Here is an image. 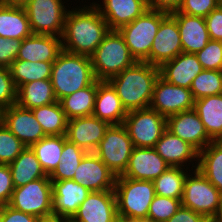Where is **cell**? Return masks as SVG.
<instances>
[{
  "instance_id": "1",
  "label": "cell",
  "mask_w": 222,
  "mask_h": 222,
  "mask_svg": "<svg viewBox=\"0 0 222 222\" xmlns=\"http://www.w3.org/2000/svg\"><path fill=\"white\" fill-rule=\"evenodd\" d=\"M89 5L68 11L61 41L63 50L91 57L110 29L93 3Z\"/></svg>"
},
{
  "instance_id": "2",
  "label": "cell",
  "mask_w": 222,
  "mask_h": 222,
  "mask_svg": "<svg viewBox=\"0 0 222 222\" xmlns=\"http://www.w3.org/2000/svg\"><path fill=\"white\" fill-rule=\"evenodd\" d=\"M160 75L159 67L148 62H136L108 81L115 88L126 111L148 108L153 89Z\"/></svg>"
},
{
  "instance_id": "3",
  "label": "cell",
  "mask_w": 222,
  "mask_h": 222,
  "mask_svg": "<svg viewBox=\"0 0 222 222\" xmlns=\"http://www.w3.org/2000/svg\"><path fill=\"white\" fill-rule=\"evenodd\" d=\"M91 57L62 50L53 62L51 83L57 101L96 81Z\"/></svg>"
},
{
  "instance_id": "4",
  "label": "cell",
  "mask_w": 222,
  "mask_h": 222,
  "mask_svg": "<svg viewBox=\"0 0 222 222\" xmlns=\"http://www.w3.org/2000/svg\"><path fill=\"white\" fill-rule=\"evenodd\" d=\"M97 80H109L137 61L118 30H110L91 56Z\"/></svg>"
},
{
  "instance_id": "5",
  "label": "cell",
  "mask_w": 222,
  "mask_h": 222,
  "mask_svg": "<svg viewBox=\"0 0 222 222\" xmlns=\"http://www.w3.org/2000/svg\"><path fill=\"white\" fill-rule=\"evenodd\" d=\"M117 214L127 218H147L150 204L156 196L153 181L116 176L114 187Z\"/></svg>"
},
{
  "instance_id": "6",
  "label": "cell",
  "mask_w": 222,
  "mask_h": 222,
  "mask_svg": "<svg viewBox=\"0 0 222 222\" xmlns=\"http://www.w3.org/2000/svg\"><path fill=\"white\" fill-rule=\"evenodd\" d=\"M169 13L148 9L142 16L133 22L118 29L131 55L137 62L150 64V50L157 34L161 21Z\"/></svg>"
},
{
  "instance_id": "7",
  "label": "cell",
  "mask_w": 222,
  "mask_h": 222,
  "mask_svg": "<svg viewBox=\"0 0 222 222\" xmlns=\"http://www.w3.org/2000/svg\"><path fill=\"white\" fill-rule=\"evenodd\" d=\"M8 205L38 218L53 216L52 181L43 177L15 188Z\"/></svg>"
},
{
  "instance_id": "8",
  "label": "cell",
  "mask_w": 222,
  "mask_h": 222,
  "mask_svg": "<svg viewBox=\"0 0 222 222\" xmlns=\"http://www.w3.org/2000/svg\"><path fill=\"white\" fill-rule=\"evenodd\" d=\"M134 147L154 148L167 130V118L154 109L131 110L123 121Z\"/></svg>"
},
{
  "instance_id": "9",
  "label": "cell",
  "mask_w": 222,
  "mask_h": 222,
  "mask_svg": "<svg viewBox=\"0 0 222 222\" xmlns=\"http://www.w3.org/2000/svg\"><path fill=\"white\" fill-rule=\"evenodd\" d=\"M192 171L184 182L182 206L204 215L211 221L217 213L222 194L198 169Z\"/></svg>"
},
{
  "instance_id": "10",
  "label": "cell",
  "mask_w": 222,
  "mask_h": 222,
  "mask_svg": "<svg viewBox=\"0 0 222 222\" xmlns=\"http://www.w3.org/2000/svg\"><path fill=\"white\" fill-rule=\"evenodd\" d=\"M133 148L123 124L109 125L94 153L115 176H119L126 170Z\"/></svg>"
},
{
  "instance_id": "11",
  "label": "cell",
  "mask_w": 222,
  "mask_h": 222,
  "mask_svg": "<svg viewBox=\"0 0 222 222\" xmlns=\"http://www.w3.org/2000/svg\"><path fill=\"white\" fill-rule=\"evenodd\" d=\"M62 0H31L25 6L33 34L61 37L69 9Z\"/></svg>"
},
{
  "instance_id": "12",
  "label": "cell",
  "mask_w": 222,
  "mask_h": 222,
  "mask_svg": "<svg viewBox=\"0 0 222 222\" xmlns=\"http://www.w3.org/2000/svg\"><path fill=\"white\" fill-rule=\"evenodd\" d=\"M194 101L190 89L175 86L159 75L154 85L149 107L167 118L182 111L193 109Z\"/></svg>"
},
{
  "instance_id": "13",
  "label": "cell",
  "mask_w": 222,
  "mask_h": 222,
  "mask_svg": "<svg viewBox=\"0 0 222 222\" xmlns=\"http://www.w3.org/2000/svg\"><path fill=\"white\" fill-rule=\"evenodd\" d=\"M117 201L115 191H93L80 204L70 222H116Z\"/></svg>"
},
{
  "instance_id": "14",
  "label": "cell",
  "mask_w": 222,
  "mask_h": 222,
  "mask_svg": "<svg viewBox=\"0 0 222 222\" xmlns=\"http://www.w3.org/2000/svg\"><path fill=\"white\" fill-rule=\"evenodd\" d=\"M2 123L26 146L47 136L31 109L14 104L2 111Z\"/></svg>"
},
{
  "instance_id": "15",
  "label": "cell",
  "mask_w": 222,
  "mask_h": 222,
  "mask_svg": "<svg viewBox=\"0 0 222 222\" xmlns=\"http://www.w3.org/2000/svg\"><path fill=\"white\" fill-rule=\"evenodd\" d=\"M73 180L90 192L114 191L116 176L94 152H88L80 162Z\"/></svg>"
},
{
  "instance_id": "16",
  "label": "cell",
  "mask_w": 222,
  "mask_h": 222,
  "mask_svg": "<svg viewBox=\"0 0 222 222\" xmlns=\"http://www.w3.org/2000/svg\"><path fill=\"white\" fill-rule=\"evenodd\" d=\"M167 130L188 142L198 152L213 142L194 109L168 116Z\"/></svg>"
},
{
  "instance_id": "17",
  "label": "cell",
  "mask_w": 222,
  "mask_h": 222,
  "mask_svg": "<svg viewBox=\"0 0 222 222\" xmlns=\"http://www.w3.org/2000/svg\"><path fill=\"white\" fill-rule=\"evenodd\" d=\"M183 52L176 19L169 13L158 28L150 50V64L160 67Z\"/></svg>"
},
{
  "instance_id": "18",
  "label": "cell",
  "mask_w": 222,
  "mask_h": 222,
  "mask_svg": "<svg viewBox=\"0 0 222 222\" xmlns=\"http://www.w3.org/2000/svg\"><path fill=\"white\" fill-rule=\"evenodd\" d=\"M109 124L94 115L68 120L66 139L87 152H94Z\"/></svg>"
},
{
  "instance_id": "19",
  "label": "cell",
  "mask_w": 222,
  "mask_h": 222,
  "mask_svg": "<svg viewBox=\"0 0 222 222\" xmlns=\"http://www.w3.org/2000/svg\"><path fill=\"white\" fill-rule=\"evenodd\" d=\"M169 168L154 148L134 147L122 177L154 181Z\"/></svg>"
},
{
  "instance_id": "20",
  "label": "cell",
  "mask_w": 222,
  "mask_h": 222,
  "mask_svg": "<svg viewBox=\"0 0 222 222\" xmlns=\"http://www.w3.org/2000/svg\"><path fill=\"white\" fill-rule=\"evenodd\" d=\"M108 23L110 30H118L133 22L148 9V0H102L103 4L92 2Z\"/></svg>"
},
{
  "instance_id": "21",
  "label": "cell",
  "mask_w": 222,
  "mask_h": 222,
  "mask_svg": "<svg viewBox=\"0 0 222 222\" xmlns=\"http://www.w3.org/2000/svg\"><path fill=\"white\" fill-rule=\"evenodd\" d=\"M53 216L70 220L90 191L73 179L52 181Z\"/></svg>"
},
{
  "instance_id": "22",
  "label": "cell",
  "mask_w": 222,
  "mask_h": 222,
  "mask_svg": "<svg viewBox=\"0 0 222 222\" xmlns=\"http://www.w3.org/2000/svg\"><path fill=\"white\" fill-rule=\"evenodd\" d=\"M154 149L169 165V167H182L190 169L188 166H190L189 162H191L193 163L191 170H193V168L197 169L198 151L188 142L182 140L178 136L173 135L168 130L161 135V138L155 144ZM193 161H195L196 165H194Z\"/></svg>"
},
{
  "instance_id": "23",
  "label": "cell",
  "mask_w": 222,
  "mask_h": 222,
  "mask_svg": "<svg viewBox=\"0 0 222 222\" xmlns=\"http://www.w3.org/2000/svg\"><path fill=\"white\" fill-rule=\"evenodd\" d=\"M160 76L175 86L190 89L193 79L203 71V67L193 53H180L174 59L164 62Z\"/></svg>"
},
{
  "instance_id": "24",
  "label": "cell",
  "mask_w": 222,
  "mask_h": 222,
  "mask_svg": "<svg viewBox=\"0 0 222 222\" xmlns=\"http://www.w3.org/2000/svg\"><path fill=\"white\" fill-rule=\"evenodd\" d=\"M93 115L109 125L123 124L127 115L115 88L108 80H97Z\"/></svg>"
},
{
  "instance_id": "25",
  "label": "cell",
  "mask_w": 222,
  "mask_h": 222,
  "mask_svg": "<svg viewBox=\"0 0 222 222\" xmlns=\"http://www.w3.org/2000/svg\"><path fill=\"white\" fill-rule=\"evenodd\" d=\"M62 50L61 37L32 34L22 40L16 60L54 62Z\"/></svg>"
},
{
  "instance_id": "26",
  "label": "cell",
  "mask_w": 222,
  "mask_h": 222,
  "mask_svg": "<svg viewBox=\"0 0 222 222\" xmlns=\"http://www.w3.org/2000/svg\"><path fill=\"white\" fill-rule=\"evenodd\" d=\"M177 21L180 40L184 53L202 50L210 40L205 18L190 16L178 11L170 13Z\"/></svg>"
},
{
  "instance_id": "27",
  "label": "cell",
  "mask_w": 222,
  "mask_h": 222,
  "mask_svg": "<svg viewBox=\"0 0 222 222\" xmlns=\"http://www.w3.org/2000/svg\"><path fill=\"white\" fill-rule=\"evenodd\" d=\"M32 34L25 8L0 2V36L23 40Z\"/></svg>"
},
{
  "instance_id": "28",
  "label": "cell",
  "mask_w": 222,
  "mask_h": 222,
  "mask_svg": "<svg viewBox=\"0 0 222 222\" xmlns=\"http://www.w3.org/2000/svg\"><path fill=\"white\" fill-rule=\"evenodd\" d=\"M195 112L213 141H222V94L205 96L194 101Z\"/></svg>"
},
{
  "instance_id": "29",
  "label": "cell",
  "mask_w": 222,
  "mask_h": 222,
  "mask_svg": "<svg viewBox=\"0 0 222 222\" xmlns=\"http://www.w3.org/2000/svg\"><path fill=\"white\" fill-rule=\"evenodd\" d=\"M55 102L57 99L51 79L33 81L17 89L16 104L21 108L33 109Z\"/></svg>"
},
{
  "instance_id": "30",
  "label": "cell",
  "mask_w": 222,
  "mask_h": 222,
  "mask_svg": "<svg viewBox=\"0 0 222 222\" xmlns=\"http://www.w3.org/2000/svg\"><path fill=\"white\" fill-rule=\"evenodd\" d=\"M15 188L24 186L31 181L49 177L42 169L35 153L30 147L25 148L19 156L9 164Z\"/></svg>"
},
{
  "instance_id": "31",
  "label": "cell",
  "mask_w": 222,
  "mask_h": 222,
  "mask_svg": "<svg viewBox=\"0 0 222 222\" xmlns=\"http://www.w3.org/2000/svg\"><path fill=\"white\" fill-rule=\"evenodd\" d=\"M197 169L222 194V141H213L198 152Z\"/></svg>"
},
{
  "instance_id": "32",
  "label": "cell",
  "mask_w": 222,
  "mask_h": 222,
  "mask_svg": "<svg viewBox=\"0 0 222 222\" xmlns=\"http://www.w3.org/2000/svg\"><path fill=\"white\" fill-rule=\"evenodd\" d=\"M96 93L97 80L90 86L60 99L59 103L67 119L93 115Z\"/></svg>"
},
{
  "instance_id": "33",
  "label": "cell",
  "mask_w": 222,
  "mask_h": 222,
  "mask_svg": "<svg viewBox=\"0 0 222 222\" xmlns=\"http://www.w3.org/2000/svg\"><path fill=\"white\" fill-rule=\"evenodd\" d=\"M64 135H48L30 146L46 175H50L60 162Z\"/></svg>"
},
{
  "instance_id": "34",
  "label": "cell",
  "mask_w": 222,
  "mask_h": 222,
  "mask_svg": "<svg viewBox=\"0 0 222 222\" xmlns=\"http://www.w3.org/2000/svg\"><path fill=\"white\" fill-rule=\"evenodd\" d=\"M53 62L15 60L9 67L15 87L37 80L51 79Z\"/></svg>"
},
{
  "instance_id": "35",
  "label": "cell",
  "mask_w": 222,
  "mask_h": 222,
  "mask_svg": "<svg viewBox=\"0 0 222 222\" xmlns=\"http://www.w3.org/2000/svg\"><path fill=\"white\" fill-rule=\"evenodd\" d=\"M31 110L47 136L66 134L68 119L59 101Z\"/></svg>"
},
{
  "instance_id": "36",
  "label": "cell",
  "mask_w": 222,
  "mask_h": 222,
  "mask_svg": "<svg viewBox=\"0 0 222 222\" xmlns=\"http://www.w3.org/2000/svg\"><path fill=\"white\" fill-rule=\"evenodd\" d=\"M88 152L71 143L64 135L62 156L56 169L49 175L51 181L73 179L80 162Z\"/></svg>"
},
{
  "instance_id": "37",
  "label": "cell",
  "mask_w": 222,
  "mask_h": 222,
  "mask_svg": "<svg viewBox=\"0 0 222 222\" xmlns=\"http://www.w3.org/2000/svg\"><path fill=\"white\" fill-rule=\"evenodd\" d=\"M190 171L182 167H169L153 181L156 195L182 199L184 182Z\"/></svg>"
},
{
  "instance_id": "38",
  "label": "cell",
  "mask_w": 222,
  "mask_h": 222,
  "mask_svg": "<svg viewBox=\"0 0 222 222\" xmlns=\"http://www.w3.org/2000/svg\"><path fill=\"white\" fill-rule=\"evenodd\" d=\"M190 90L194 100L222 94V71L203 69L193 79Z\"/></svg>"
},
{
  "instance_id": "39",
  "label": "cell",
  "mask_w": 222,
  "mask_h": 222,
  "mask_svg": "<svg viewBox=\"0 0 222 222\" xmlns=\"http://www.w3.org/2000/svg\"><path fill=\"white\" fill-rule=\"evenodd\" d=\"M27 148L3 123L0 124V164L9 165Z\"/></svg>"
},
{
  "instance_id": "40",
  "label": "cell",
  "mask_w": 222,
  "mask_h": 222,
  "mask_svg": "<svg viewBox=\"0 0 222 222\" xmlns=\"http://www.w3.org/2000/svg\"><path fill=\"white\" fill-rule=\"evenodd\" d=\"M181 206V199L156 195L150 204L147 218L155 222H166Z\"/></svg>"
},
{
  "instance_id": "41",
  "label": "cell",
  "mask_w": 222,
  "mask_h": 222,
  "mask_svg": "<svg viewBox=\"0 0 222 222\" xmlns=\"http://www.w3.org/2000/svg\"><path fill=\"white\" fill-rule=\"evenodd\" d=\"M195 55L203 69L222 71V41L209 40Z\"/></svg>"
},
{
  "instance_id": "42",
  "label": "cell",
  "mask_w": 222,
  "mask_h": 222,
  "mask_svg": "<svg viewBox=\"0 0 222 222\" xmlns=\"http://www.w3.org/2000/svg\"><path fill=\"white\" fill-rule=\"evenodd\" d=\"M17 88L9 68L0 67V108L3 110L16 104Z\"/></svg>"
},
{
  "instance_id": "43",
  "label": "cell",
  "mask_w": 222,
  "mask_h": 222,
  "mask_svg": "<svg viewBox=\"0 0 222 222\" xmlns=\"http://www.w3.org/2000/svg\"><path fill=\"white\" fill-rule=\"evenodd\" d=\"M219 6V0H183L179 13L205 18Z\"/></svg>"
},
{
  "instance_id": "44",
  "label": "cell",
  "mask_w": 222,
  "mask_h": 222,
  "mask_svg": "<svg viewBox=\"0 0 222 222\" xmlns=\"http://www.w3.org/2000/svg\"><path fill=\"white\" fill-rule=\"evenodd\" d=\"M22 40L0 36V67L9 68L18 56Z\"/></svg>"
},
{
  "instance_id": "45",
  "label": "cell",
  "mask_w": 222,
  "mask_h": 222,
  "mask_svg": "<svg viewBox=\"0 0 222 222\" xmlns=\"http://www.w3.org/2000/svg\"><path fill=\"white\" fill-rule=\"evenodd\" d=\"M14 189L9 165L0 164V205H8Z\"/></svg>"
},
{
  "instance_id": "46",
  "label": "cell",
  "mask_w": 222,
  "mask_h": 222,
  "mask_svg": "<svg viewBox=\"0 0 222 222\" xmlns=\"http://www.w3.org/2000/svg\"><path fill=\"white\" fill-rule=\"evenodd\" d=\"M210 40L222 41V7L218 6L205 17Z\"/></svg>"
},
{
  "instance_id": "47",
  "label": "cell",
  "mask_w": 222,
  "mask_h": 222,
  "mask_svg": "<svg viewBox=\"0 0 222 222\" xmlns=\"http://www.w3.org/2000/svg\"><path fill=\"white\" fill-rule=\"evenodd\" d=\"M40 218L13 209L9 205L2 206L0 222H38Z\"/></svg>"
},
{
  "instance_id": "48",
  "label": "cell",
  "mask_w": 222,
  "mask_h": 222,
  "mask_svg": "<svg viewBox=\"0 0 222 222\" xmlns=\"http://www.w3.org/2000/svg\"><path fill=\"white\" fill-rule=\"evenodd\" d=\"M166 222H210L204 215L181 206L180 209Z\"/></svg>"
},
{
  "instance_id": "49",
  "label": "cell",
  "mask_w": 222,
  "mask_h": 222,
  "mask_svg": "<svg viewBox=\"0 0 222 222\" xmlns=\"http://www.w3.org/2000/svg\"><path fill=\"white\" fill-rule=\"evenodd\" d=\"M183 0H148V6L151 10L164 11L172 13L178 11Z\"/></svg>"
},
{
  "instance_id": "50",
  "label": "cell",
  "mask_w": 222,
  "mask_h": 222,
  "mask_svg": "<svg viewBox=\"0 0 222 222\" xmlns=\"http://www.w3.org/2000/svg\"><path fill=\"white\" fill-rule=\"evenodd\" d=\"M31 0H0V2L18 7H24Z\"/></svg>"
},
{
  "instance_id": "51",
  "label": "cell",
  "mask_w": 222,
  "mask_h": 222,
  "mask_svg": "<svg viewBox=\"0 0 222 222\" xmlns=\"http://www.w3.org/2000/svg\"><path fill=\"white\" fill-rule=\"evenodd\" d=\"M38 222H70V221L64 218H59L57 216H50L47 218H40Z\"/></svg>"
},
{
  "instance_id": "52",
  "label": "cell",
  "mask_w": 222,
  "mask_h": 222,
  "mask_svg": "<svg viewBox=\"0 0 222 222\" xmlns=\"http://www.w3.org/2000/svg\"><path fill=\"white\" fill-rule=\"evenodd\" d=\"M210 222H222V198H221V203L219 205V208L217 210V213L215 216L211 219Z\"/></svg>"
},
{
  "instance_id": "53",
  "label": "cell",
  "mask_w": 222,
  "mask_h": 222,
  "mask_svg": "<svg viewBox=\"0 0 222 222\" xmlns=\"http://www.w3.org/2000/svg\"><path fill=\"white\" fill-rule=\"evenodd\" d=\"M116 222H139V219L118 216Z\"/></svg>"
},
{
  "instance_id": "54",
  "label": "cell",
  "mask_w": 222,
  "mask_h": 222,
  "mask_svg": "<svg viewBox=\"0 0 222 222\" xmlns=\"http://www.w3.org/2000/svg\"><path fill=\"white\" fill-rule=\"evenodd\" d=\"M139 222H155V221L150 220L148 218H142V219H139Z\"/></svg>"
},
{
  "instance_id": "55",
  "label": "cell",
  "mask_w": 222,
  "mask_h": 222,
  "mask_svg": "<svg viewBox=\"0 0 222 222\" xmlns=\"http://www.w3.org/2000/svg\"><path fill=\"white\" fill-rule=\"evenodd\" d=\"M2 109L0 108V124L2 123Z\"/></svg>"
},
{
  "instance_id": "56",
  "label": "cell",
  "mask_w": 222,
  "mask_h": 222,
  "mask_svg": "<svg viewBox=\"0 0 222 222\" xmlns=\"http://www.w3.org/2000/svg\"><path fill=\"white\" fill-rule=\"evenodd\" d=\"M219 6L222 7V0H219Z\"/></svg>"
},
{
  "instance_id": "57",
  "label": "cell",
  "mask_w": 222,
  "mask_h": 222,
  "mask_svg": "<svg viewBox=\"0 0 222 222\" xmlns=\"http://www.w3.org/2000/svg\"><path fill=\"white\" fill-rule=\"evenodd\" d=\"M1 212H2V205H0V215H1Z\"/></svg>"
}]
</instances>
